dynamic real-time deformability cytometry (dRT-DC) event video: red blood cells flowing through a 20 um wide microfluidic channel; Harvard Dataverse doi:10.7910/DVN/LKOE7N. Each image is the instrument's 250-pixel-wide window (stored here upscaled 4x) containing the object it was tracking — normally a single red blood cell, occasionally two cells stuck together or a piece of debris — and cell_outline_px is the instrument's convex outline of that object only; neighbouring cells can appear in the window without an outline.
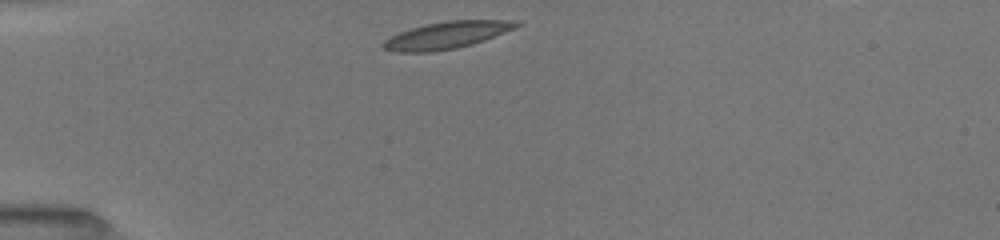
{"species": "common noctule bat (a hibernating species)", "species_latin": "Nyctalus noctula", "temperature_condition": "room temperature", "stored_images_in_passage": 39, "camera_frame_rate_fps": 3000, "um_per_image_px": 0.085, "animal": {"sex": "female", "body_mass_g": 19.5, "forearm_length_mm": 54.1}, "frame": {"image": 1, "passage_image": 1, "time_ms": 0.0, "image_size_px": [1000, 240], "cell_outline_px": [[520, 24], [516, 28], [484, 40], [472, 44], [456, 48], [432, 52], [396, 52], [384, 48], [380, 44], [384, 40], [400, 32], [424, 24], [448, 20], [508, 20]], "centroid_in_image_um": [37.94, 2.99], "position_along_channel_um": 47.1, "area_um2": 20.81}}
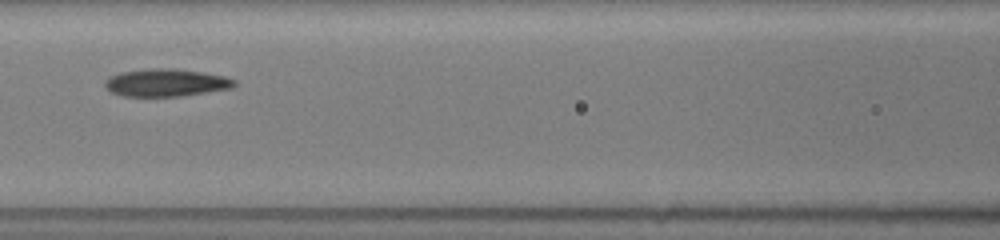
{"frame": {"image": 2, "passage_image": 11, "time_ms": 3.333, "image_size_px": [1000, 240], "cell_outline_px": [[236, 84], [232, 88], [180, 96], [124, 96], [112, 92], [104, 88], [104, 84], [112, 76], [124, 72], [148, 68], [172, 68], [204, 72], [224, 76], [236, 80]], "centroid_in_image_um": [14.15, 7.02], "position_along_channel_um": 152.5, "area_um2": 20.63}}
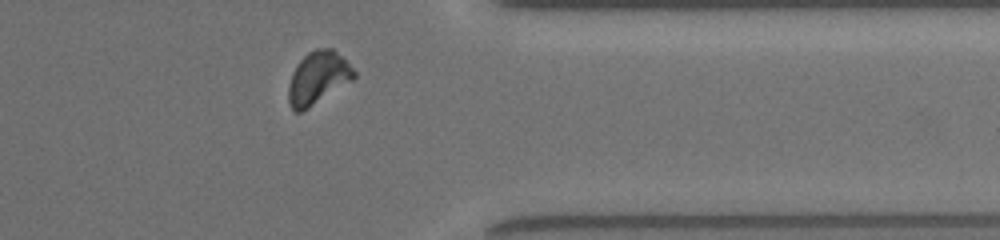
{"frame": {"image": 3, "passage_image": 29, "time_ms": 9.333, "image_size_px": [1000, 240], "cell_outline_px": [[356, 76], [352, 80], [300, 112], [296, 112], [292, 108], [288, 100], [288, 84], [292, 72], [296, 64], [308, 52], [316, 48], [332, 48], [356, 72]], "centroid_in_image_um": [26.99, 6.59], "position_along_channel_um": 384.4, "area_um2": 19.65}}